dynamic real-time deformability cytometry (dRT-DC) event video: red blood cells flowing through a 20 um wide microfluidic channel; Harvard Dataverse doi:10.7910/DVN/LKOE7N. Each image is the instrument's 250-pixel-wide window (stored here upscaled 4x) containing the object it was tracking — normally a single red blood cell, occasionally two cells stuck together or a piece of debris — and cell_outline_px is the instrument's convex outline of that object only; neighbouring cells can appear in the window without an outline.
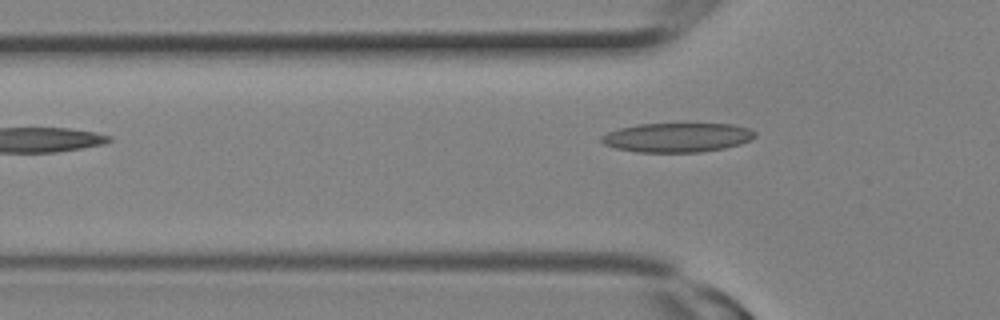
{"species": "Egyptian fruit bat (a non-hibernating species)", "species_latin": "Rousettus aegyptiacus", "temperature_condition": "room temperature", "stored_images_in_passage": 9, "camera_frame_rate_fps": 3000, "um_per_image_px": 0.085, "animal": {"sex": "female"}, "frame": {"image": 1, "passage_image": 9, "time_ms": 2.667, "image_size_px": [1000, 320], "cell_outline_px": [[756, 136], [740, 144], [724, 148], [700, 152], [636, 152], [616, 148], [604, 144], [600, 140], [600, 136], [608, 132], [620, 128], [640, 124], [732, 124], [748, 128], [756, 132]], "centroid_in_image_um": [57.55, 11.69], "position_along_channel_um": 68.3, "area_um2": 26.07}}